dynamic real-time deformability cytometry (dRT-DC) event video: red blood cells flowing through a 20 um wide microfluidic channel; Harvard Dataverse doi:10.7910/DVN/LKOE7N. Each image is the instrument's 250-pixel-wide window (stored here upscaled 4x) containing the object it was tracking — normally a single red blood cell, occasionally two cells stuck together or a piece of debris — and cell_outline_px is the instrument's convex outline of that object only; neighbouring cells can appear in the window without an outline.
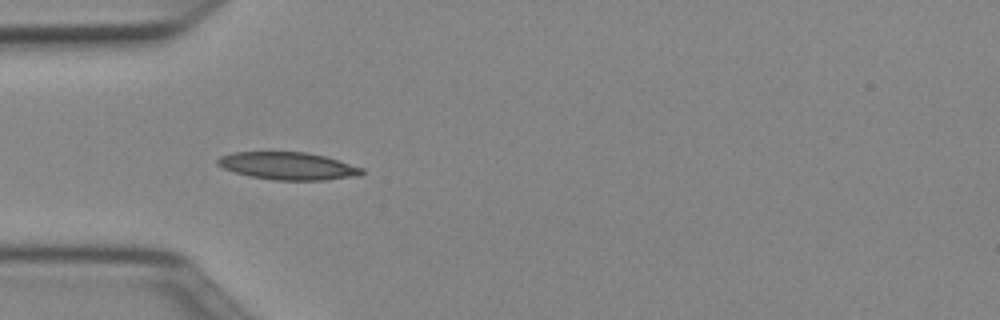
{"species": "Egyptian fruit bat (a non-hibernating species)", "species_latin": "Rousettus aegyptiacus", "temperature_condition": "cold", "stored_images_in_passage": 36, "camera_frame_rate_fps": 3000, "um_per_image_px": 0.085, "animal": {"sex": "female"}, "frame": {"image": 1, "passage_image": 1, "time_ms": 0.0, "image_size_px": [1000, 320], "cell_outline_px": [[364, 172], [360, 176], [324, 180], [272, 180], [248, 176], [224, 168], [216, 164], [216, 160], [220, 156], [232, 152], [308, 152], [324, 156], [364, 168]], "centroid_in_image_um": [24.48, 14.11], "position_along_channel_um": 60.5, "area_um2": 23.24}}
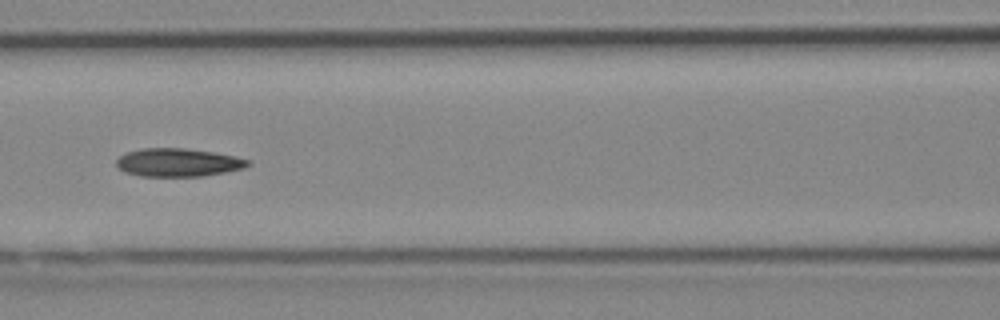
{"frame": {"image": 2, "passage_image": 8, "time_ms": 2.333, "image_size_px": [1000, 320], "cell_outline_px": [[252, 164], [244, 168], [204, 176], [140, 176], [124, 172], [116, 168], [116, 160], [120, 156], [128, 152], [140, 148], [184, 148], [212, 152], [236, 156], [252, 160]], "centroid_in_image_um": [15.14, 13.81], "position_along_channel_um": 151.5, "area_um2": 21.79}}
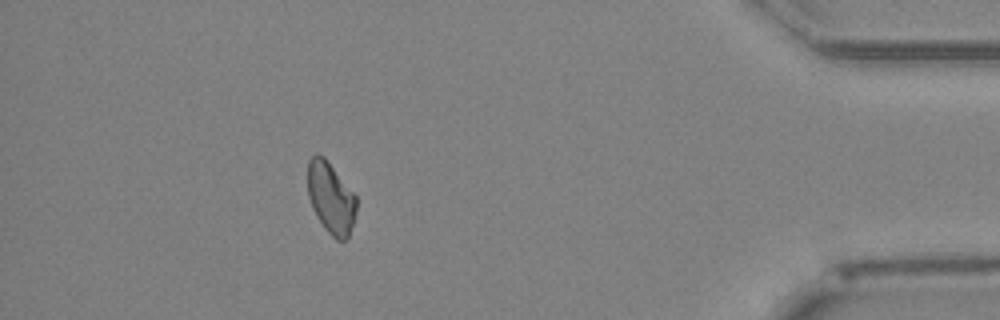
{"frame": {"image": 3, "passage_image": 31, "time_ms": 10.0, "image_size_px": [1000, 320], "cell_outline_px": [[356, 212], [348, 236], [344, 240], [336, 240], [324, 228], [316, 216], [312, 208], [308, 196], [308, 160], [316, 152], [324, 156], [356, 196]], "centroid_in_image_um": [28.1, 16.8], "position_along_channel_um": 407.1, "area_um2": 20.17}}